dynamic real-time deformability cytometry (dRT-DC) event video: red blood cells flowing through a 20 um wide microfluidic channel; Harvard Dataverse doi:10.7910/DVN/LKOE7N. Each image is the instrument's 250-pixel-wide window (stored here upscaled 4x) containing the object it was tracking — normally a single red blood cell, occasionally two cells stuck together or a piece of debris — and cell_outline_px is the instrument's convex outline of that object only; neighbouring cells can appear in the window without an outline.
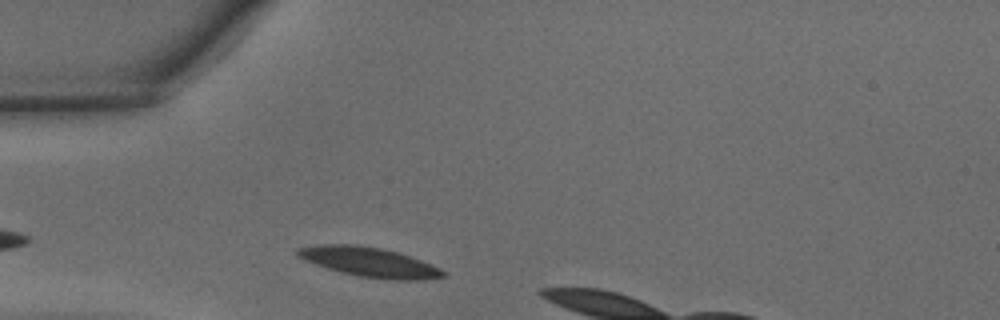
{"species": "common noctule bat (a hibernating species)", "species_latin": "Nyctalus noctula", "temperature_condition": "warm", "stored_images_in_passage": 9, "camera_frame_rate_fps": 3000, "um_per_image_px": 0.085, "animal": {"sex": "male", "body_mass_g": 15.6}, "frame": {"image": 1, "passage_image": 2, "time_ms": 0.333, "image_size_px": [1000, 320], "cell_outline_px": [[448, 276], [424, 280], [392, 280], [360, 276], [340, 272], [304, 260], [296, 256], [296, 248], [320, 244], [352, 244], [380, 248], [396, 252], [420, 260], [440, 268], [448, 272]], "centroid_in_image_um": [31.41, 22.28], "position_along_channel_um": 53.6, "area_um2": 25.03}}
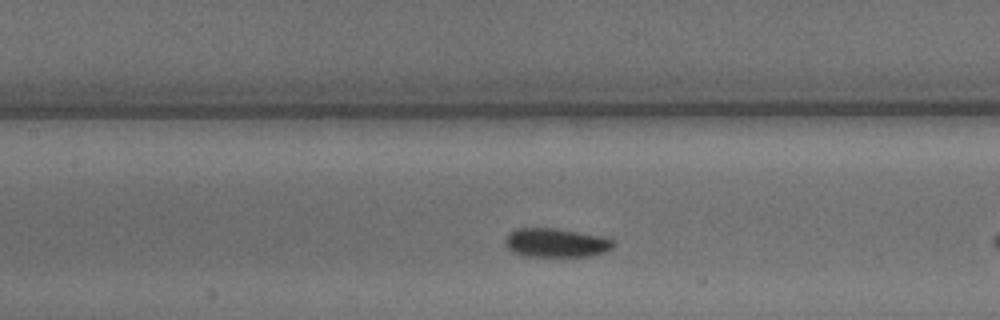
{"frame": {"image": 2, "passage_image": 7, "time_ms": 2.0, "image_size_px": [1000, 320], "cell_outline_px": [[616, 244], [612, 248], [604, 252], [588, 256], [524, 256], [512, 252], [504, 244], [504, 240], [508, 232], [516, 228], [556, 228], [604, 236], [612, 240]], "centroid_in_image_um": [47.23, 20.62], "position_along_channel_um": 160.2, "area_um2": 18.44}}